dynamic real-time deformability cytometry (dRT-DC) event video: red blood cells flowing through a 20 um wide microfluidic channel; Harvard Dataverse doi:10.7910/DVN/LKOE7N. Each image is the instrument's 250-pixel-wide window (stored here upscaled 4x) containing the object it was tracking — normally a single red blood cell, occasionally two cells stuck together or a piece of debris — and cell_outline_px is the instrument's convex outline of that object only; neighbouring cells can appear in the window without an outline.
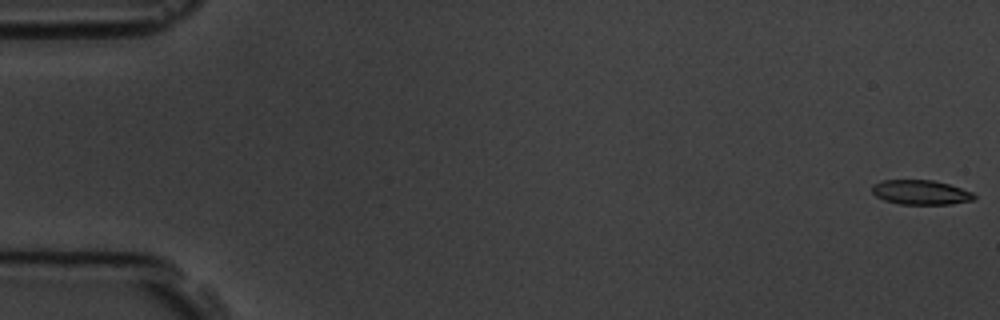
{"species": "common noctule bat (a hibernating species)", "species_latin": "Nyctalus noctula", "temperature_condition": "room temperature", "stored_images_in_passage": 16, "camera_frame_rate_fps": 3000, "um_per_image_px": 0.085, "animal": {"sex": "male", "body_mass_g": 19.5, "forearm_length_mm": 54.6}, "frame": {"image": 1, "passage_image": 1, "time_ms": 0.0, "image_size_px": [1000, 320], "cell_outline_px": [[976, 196], [972, 200], [952, 204], [900, 204], [884, 200], [876, 196], [872, 192], [872, 184], [880, 180], [932, 180], [948, 184], [972, 192]], "centroid_in_image_um": [78.22, 16.34], "position_along_channel_um": 6.8, "area_um2": 14.57}}
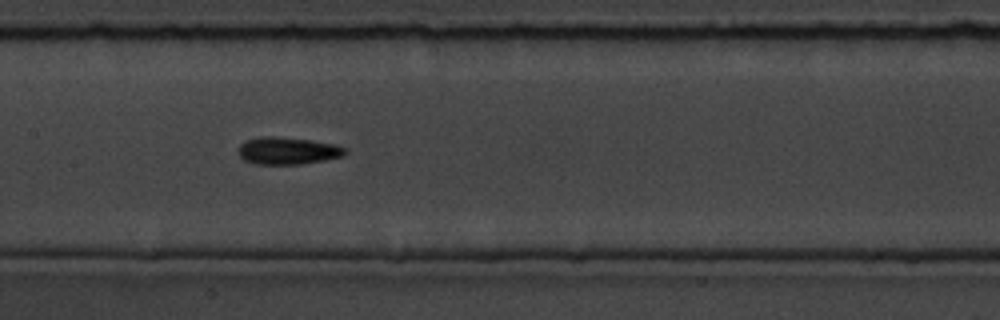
{"frame": {"image": 2, "passage_image": 8, "time_ms": 8.667, "image_size_px": [1000, 320], "cell_outline_px": [[348, 152], [344, 156], [324, 160], [300, 164], [256, 164], [244, 160], [240, 156], [236, 148], [244, 140], [260, 136], [272, 136], [312, 140], [336, 144], [348, 148]], "centroid_in_image_um": [24.45, 12.8], "position_along_channel_um": 182.9, "area_um2": 17.28}}
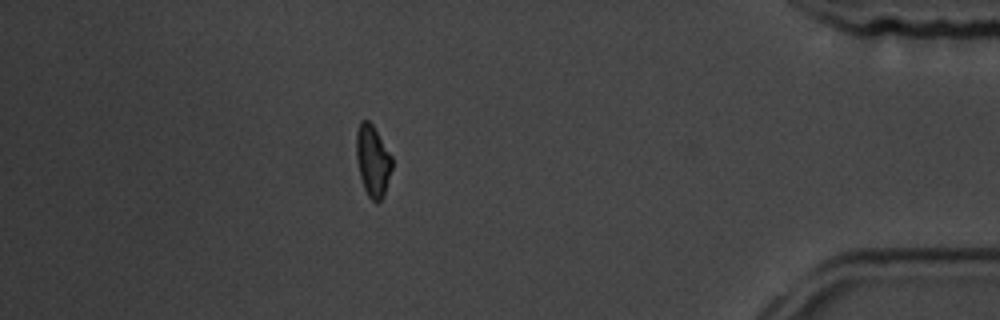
{"frame": {"image": 3, "passage_image": 14, "time_ms": 15.667, "image_size_px": [1000, 320], "cell_outline_px": [[392, 168], [384, 196], [376, 204], [368, 196], [364, 188], [360, 176], [356, 156], [356, 132], [360, 120], [368, 120], [372, 124], [392, 156]], "centroid_in_image_um": [31.68, 13.67], "position_along_channel_um": 403.5, "area_um2": 14.91}, "authors_computed_cell_mechanics": {"area_um2": 15.8083, "velocity_mm_per_s": 3.7972, "shape_relaxation_time_tau1_ms": 5.4532, "shape_relaxation_time_tau2_ms": 4.3757, "deformation_change_tau1": 0.1232, "deformation_change_tau2": 0.0993}}